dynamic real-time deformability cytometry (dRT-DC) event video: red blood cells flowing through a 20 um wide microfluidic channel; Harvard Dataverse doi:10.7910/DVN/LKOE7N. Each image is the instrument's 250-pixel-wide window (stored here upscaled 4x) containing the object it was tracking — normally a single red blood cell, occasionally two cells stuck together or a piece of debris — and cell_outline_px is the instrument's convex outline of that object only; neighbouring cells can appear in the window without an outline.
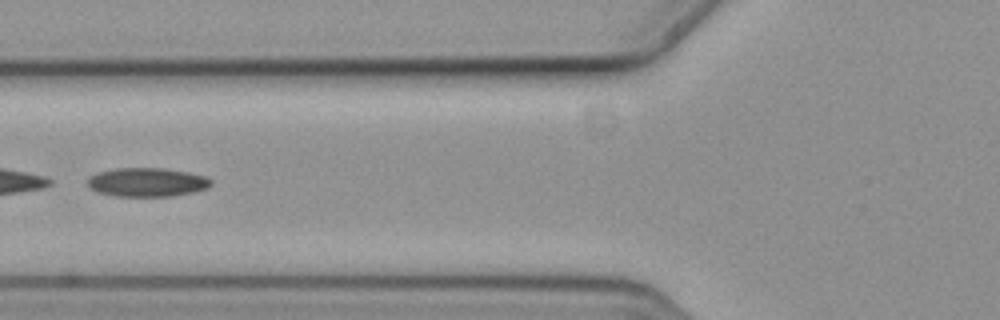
{"species": "common noctule bat (a hibernating species)", "species_latin": "Nyctalus noctula", "temperature_condition": "cold", "stored_images_in_passage": 6, "camera_frame_rate_fps": 3000, "um_per_image_px": 0.085, "animal": {"sex": "female", "body_mass_g": 19.3, "forearm_length_mm": 54.1}, "frame": {"image": 1, "passage_image": 6, "time_ms": 1.667, "image_size_px": [1000, 320], "cell_outline_px": [[212, 184], [208, 188], [196, 192], [172, 196], [116, 196], [96, 192], [88, 184], [88, 176], [96, 172], [116, 168], [160, 168], [188, 172], [204, 176], [212, 180]], "centroid_in_image_um": [12.5, 15.49], "position_along_channel_um": 113.3, "area_um2": 20.87}}